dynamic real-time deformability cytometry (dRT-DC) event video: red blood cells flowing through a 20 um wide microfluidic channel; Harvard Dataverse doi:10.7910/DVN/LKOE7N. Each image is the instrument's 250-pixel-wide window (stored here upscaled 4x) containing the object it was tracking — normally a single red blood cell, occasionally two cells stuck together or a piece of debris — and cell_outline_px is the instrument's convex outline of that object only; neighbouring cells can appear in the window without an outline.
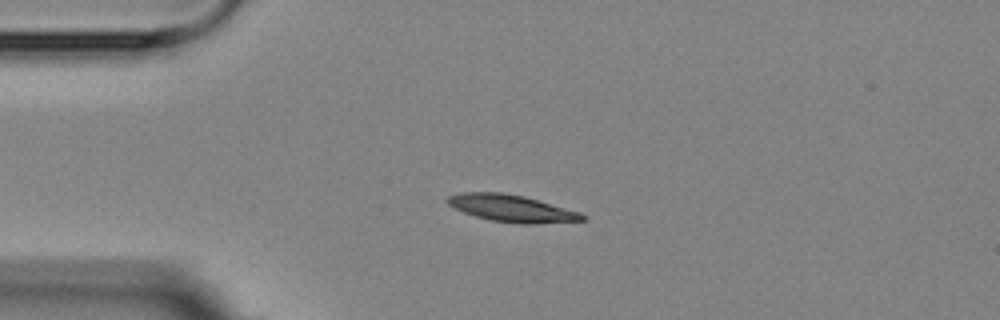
{"species": "Egyptian fruit bat (a non-hibernating species)", "species_latin": "Rousettus aegyptiacus", "temperature_condition": "room temperature", "stored_images_in_passage": 5, "camera_frame_rate_fps": 3000, "um_per_image_px": 0.085, "animal": {"sex": "female"}, "frame": {"image": 1, "passage_image": 3, "time_ms": 2.0, "image_size_px": [1000, 320], "cell_outline_px": [[588, 220], [536, 224], [520, 224], [492, 220], [476, 216], [464, 212], [448, 204], [444, 200], [448, 196], [460, 192], [504, 192], [524, 196], [580, 212], [588, 216]], "centroid_in_image_um": [43.52, 17.71], "position_along_channel_um": 41.5, "area_um2": 21.33}}
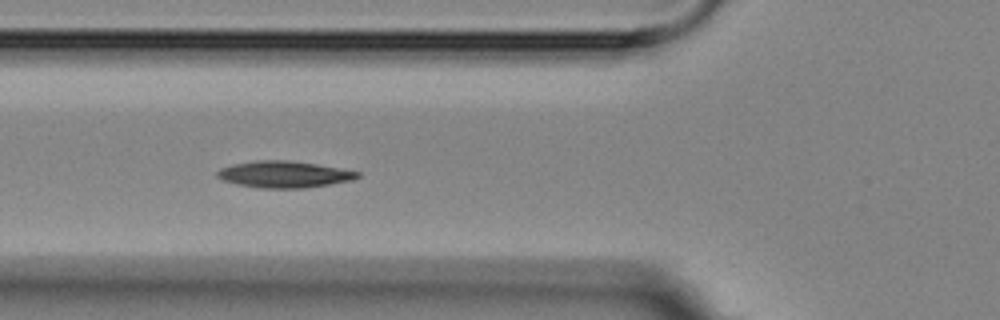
{"frame": {"image": 2, "passage_image": 5, "time_ms": 4.333, "image_size_px": [1000, 320], "cell_outline_px": [[360, 176], [352, 180], [304, 188], [260, 188], [236, 184], [224, 180], [216, 176], [216, 172], [220, 168], [232, 164], [256, 160], [288, 160], [316, 164], [360, 172]], "centroid_in_image_um": [24.11, 14.81], "position_along_channel_um": 101.7, "area_um2": 21.62}}